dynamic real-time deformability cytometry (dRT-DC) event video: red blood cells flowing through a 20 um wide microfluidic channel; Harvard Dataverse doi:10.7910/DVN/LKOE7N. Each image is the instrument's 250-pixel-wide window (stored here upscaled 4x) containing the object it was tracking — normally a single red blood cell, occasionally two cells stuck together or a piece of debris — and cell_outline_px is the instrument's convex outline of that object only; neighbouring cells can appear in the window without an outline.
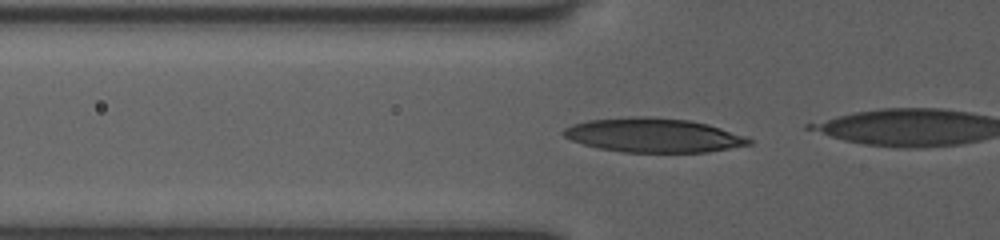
{"species": "human", "species_latin": "Homo sapiens", "temperature_condition": "room temperature", "stored_images_in_passage": 14, "camera_frame_rate_fps": 3000, "um_per_image_px": 0.085, "donor": {"sex": "female"}, "frame": {"image": 1, "passage_image": 2, "time_ms": 0.333, "image_size_px": [1000, 240], "cell_outline_px": [[752, 144], [708, 152], [624, 152], [600, 148], [584, 144], [572, 140], [564, 136], [560, 132], [564, 128], [572, 124], [588, 120], [636, 116], [644, 116], [688, 120], [708, 124], [744, 136], [752, 140]], "centroid_in_image_um": [55.52, 11.49], "position_along_channel_um": 70.3, "area_um2": 36.65}}
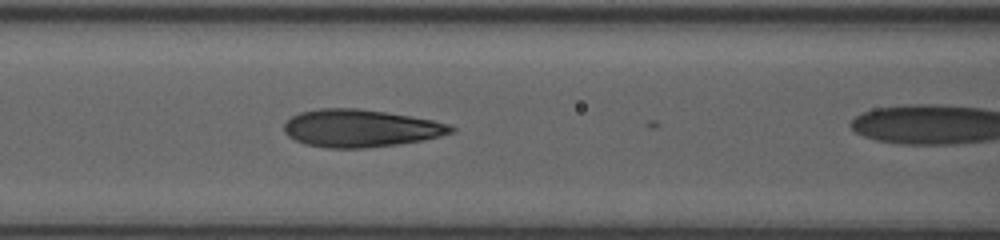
{"frame": {"image": 2, "passage_image": 9, "time_ms": 2.0, "image_size_px": [1000, 240], "cell_outline_px": [[456, 128], [452, 132], [440, 136], [420, 140], [396, 144], [368, 148], [328, 148], [304, 144], [288, 136], [284, 132], [284, 124], [292, 116], [300, 112], [320, 108], [356, 108], [384, 112], [432, 120], [448, 124]], "centroid_in_image_um": [30.6, 10.9], "position_along_channel_um": 136.0, "area_um2": 36.24}}
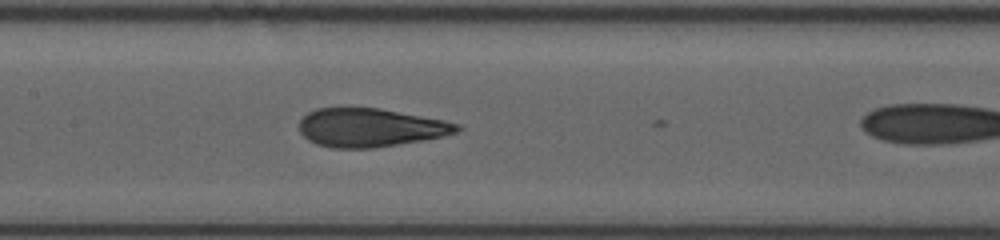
{"frame": {"image": 3, "passage_image": 13, "time_ms": 3.0, "image_size_px": [1000, 240], "cell_outline_px": [[460, 128], [456, 132], [444, 136], [424, 140], [372, 148], [332, 148], [316, 144], [308, 140], [300, 132], [300, 120], [308, 112], [316, 108], [340, 104], [352, 104], [380, 108], [444, 120], [460, 124]], "centroid_in_image_um": [31.41, 10.79], "position_along_channel_um": 176.0, "area_um2": 36.41}}